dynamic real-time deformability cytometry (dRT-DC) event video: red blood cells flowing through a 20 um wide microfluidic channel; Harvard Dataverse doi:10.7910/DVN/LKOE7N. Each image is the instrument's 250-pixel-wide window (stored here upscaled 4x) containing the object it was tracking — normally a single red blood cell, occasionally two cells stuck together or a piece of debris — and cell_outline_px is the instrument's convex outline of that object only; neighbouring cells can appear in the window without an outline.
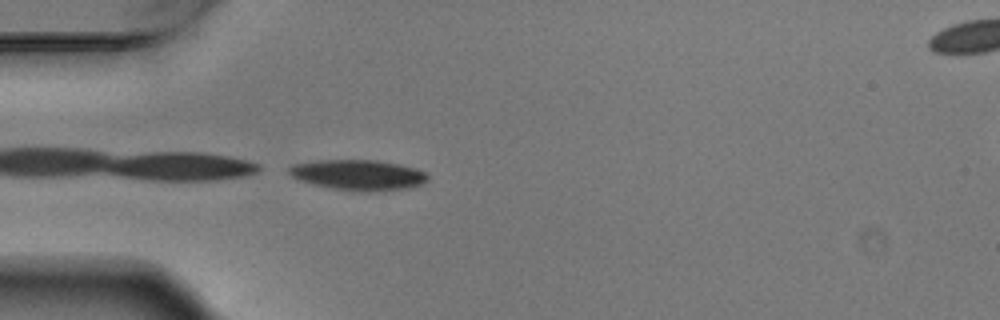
{"species": "Egyptian fruit bat (a non-hibernating species)", "species_latin": "Rousettus aegyptiacus", "temperature_condition": "warm", "stored_images_in_passage": 6, "segment_of_instrument_passage": [1, 2], "camera_frame_rate_fps": 3000, "um_per_image_px": 0.085, "animal": {"sex": "male"}, "frame": {"image": 1, "passage_image": 5, "time_ms": 1.333, "image_size_px": [1000, 320], "cell_outline_px": [[428, 180], [420, 184], [408, 188], [368, 192], [364, 192], [332, 188], [312, 184], [300, 180], [292, 176], [288, 172], [288, 168], [292, 164], [316, 160], [376, 160], [400, 164], [416, 168], [424, 172], [428, 176]], "centroid_in_image_um": [30.44, 14.86], "position_along_channel_um": 54.6, "area_um2": 24.62}}